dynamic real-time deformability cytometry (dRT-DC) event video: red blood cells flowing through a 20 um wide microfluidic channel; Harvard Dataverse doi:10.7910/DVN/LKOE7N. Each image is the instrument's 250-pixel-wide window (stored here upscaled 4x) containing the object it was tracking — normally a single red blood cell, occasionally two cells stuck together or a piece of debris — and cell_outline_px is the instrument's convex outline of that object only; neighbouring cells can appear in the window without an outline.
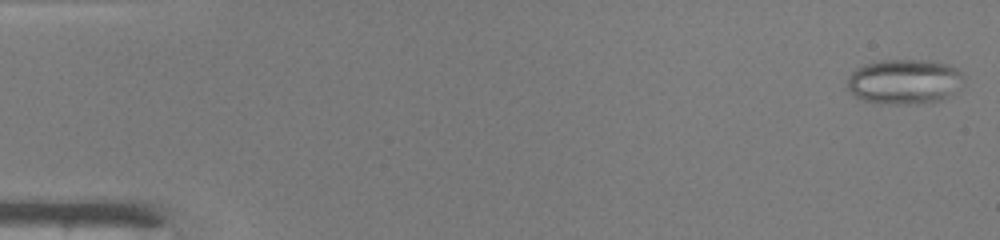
{"species": "common noctule bat (a hibernating species)", "species_latin": "Nyctalus noctula", "temperature_condition": "warm", "stored_images_in_passage": 48, "camera_frame_rate_fps": 3000, "um_per_image_px": 0.085, "animal": {"sex": "male", "body_mass_g": 19.0, "forearm_length_mm": 50.8}, "frame": {"image": 1, "passage_image": 1, "time_ms": 0.0, "image_size_px": [1000, 240], "cell_outline_px": [[964, 80], [944, 100], [916, 104], [880, 104], [864, 100], [856, 96], [848, 88], [848, 76], [856, 68], [864, 64], [880, 60], [932, 60], [948, 64], [956, 68], [964, 76]], "centroid_in_image_um": [76.87, 6.93], "position_along_channel_um": 8.1, "area_um2": 30.63}}
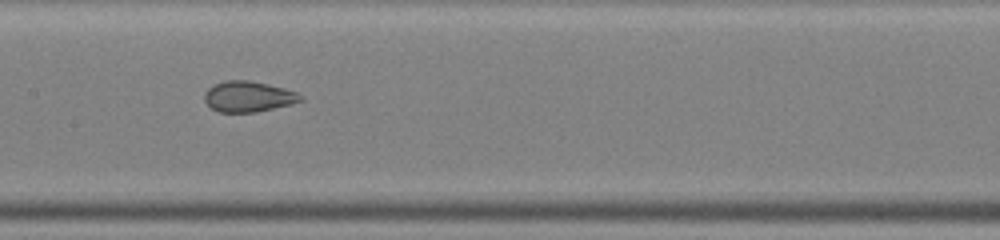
{"frame": {"image": 2, "passage_image": 24, "time_ms": 7.667, "image_size_px": [1000, 240], "cell_outline_px": [[304, 100], [256, 112], [220, 112], [212, 108], [204, 100], [204, 92], [208, 88], [224, 80], [248, 80], [268, 84], [284, 88], [296, 92], [304, 96]], "centroid_in_image_um": [21.1, 8.2], "position_along_channel_um": 186.3, "area_um2": 17.05}}
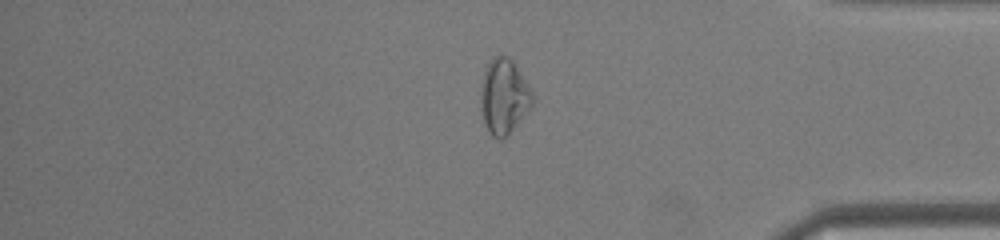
{"frame": {"image": 3, "passage_image": 40, "time_ms": 13.0, "image_size_px": [1000, 240], "cell_outline_px": [[532, 104], [512, 128], [500, 140], [492, 136], [484, 124], [480, 108], [480, 92], [484, 72], [492, 56], [508, 56], [512, 60], [532, 92]], "centroid_in_image_um": [42.78, 8.18], "position_along_channel_um": 392.4, "area_um2": 22.02}, "authors_computed_cell_mechanics": {"area_um2": 22.2819, "velocity_mm_per_s": 4.2418, "shape_relaxation_time_tau1_ms": null, "shape_relaxation_time_tau2_ms": 0.9139, "deformation_change_tau1": null, "deformation_change_tau2": 0.068}}